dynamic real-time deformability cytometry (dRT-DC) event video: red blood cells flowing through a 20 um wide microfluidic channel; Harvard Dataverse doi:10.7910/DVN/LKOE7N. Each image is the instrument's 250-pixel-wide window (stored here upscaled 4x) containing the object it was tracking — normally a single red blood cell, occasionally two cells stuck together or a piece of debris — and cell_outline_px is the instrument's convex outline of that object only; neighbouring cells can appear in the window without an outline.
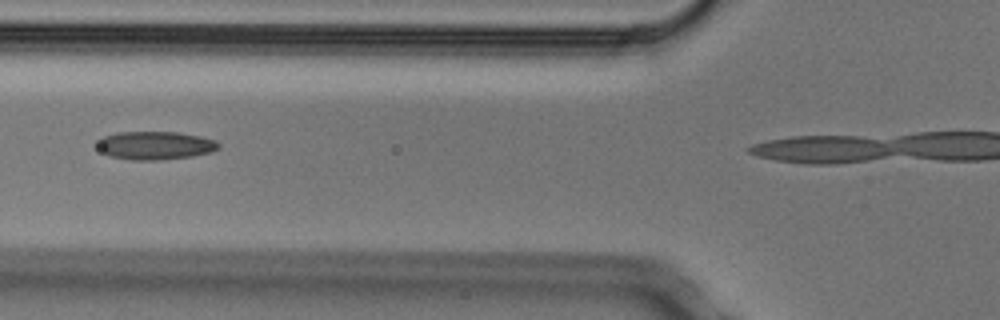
{"species": "Egyptian fruit bat (a non-hibernating species)", "species_latin": "Rousettus aegyptiacus", "temperature_condition": "cold", "stored_images_in_passage": 4, "camera_frame_rate_fps": 3000, "um_per_image_px": 0.085, "animal": {"sex": "male"}, "frame": {"image": 1, "passage_image": 2, "time_ms": 0.333, "image_size_px": [1000, 320], "cell_outline_px": [[220, 148], [212, 152], [192, 156], [160, 160], [132, 160], [108, 156], [96, 148], [96, 144], [104, 136], [116, 132], [176, 132], [200, 136], [216, 140], [220, 144]], "centroid_in_image_um": [13.18, 12.37], "position_along_channel_um": 112.6, "area_um2": 20.17}}